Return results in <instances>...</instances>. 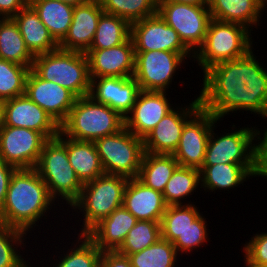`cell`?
I'll return each instance as SVG.
<instances>
[{"label":"cell","instance_id":"1","mask_svg":"<svg viewBox=\"0 0 267 267\" xmlns=\"http://www.w3.org/2000/svg\"><path fill=\"white\" fill-rule=\"evenodd\" d=\"M254 55L250 50L207 69L198 96L201 108L218 120L237 110L267 118V70Z\"/></svg>","mask_w":267,"mask_h":267},{"label":"cell","instance_id":"2","mask_svg":"<svg viewBox=\"0 0 267 267\" xmlns=\"http://www.w3.org/2000/svg\"><path fill=\"white\" fill-rule=\"evenodd\" d=\"M55 200L48 187L33 169H17L10 180L0 222L28 232L47 213ZM35 224V225H34Z\"/></svg>","mask_w":267,"mask_h":267},{"label":"cell","instance_id":"3","mask_svg":"<svg viewBox=\"0 0 267 267\" xmlns=\"http://www.w3.org/2000/svg\"><path fill=\"white\" fill-rule=\"evenodd\" d=\"M124 127L125 118L118 112L85 96L75 100L66 120L60 125V132L73 140L95 142Z\"/></svg>","mask_w":267,"mask_h":267},{"label":"cell","instance_id":"4","mask_svg":"<svg viewBox=\"0 0 267 267\" xmlns=\"http://www.w3.org/2000/svg\"><path fill=\"white\" fill-rule=\"evenodd\" d=\"M48 187L51 197H60L72 205L80 195L83 184L70 165L67 156V137L61 132L48 139L34 168Z\"/></svg>","mask_w":267,"mask_h":267},{"label":"cell","instance_id":"5","mask_svg":"<svg viewBox=\"0 0 267 267\" xmlns=\"http://www.w3.org/2000/svg\"><path fill=\"white\" fill-rule=\"evenodd\" d=\"M129 178L104 173L95 180L83 184L79 198L71 205L84 217L80 235H87L98 223L123 204V196Z\"/></svg>","mask_w":267,"mask_h":267},{"label":"cell","instance_id":"6","mask_svg":"<svg viewBox=\"0 0 267 267\" xmlns=\"http://www.w3.org/2000/svg\"><path fill=\"white\" fill-rule=\"evenodd\" d=\"M31 69L42 79L67 88L77 98L89 96L88 59L78 51H55L34 57Z\"/></svg>","mask_w":267,"mask_h":267},{"label":"cell","instance_id":"7","mask_svg":"<svg viewBox=\"0 0 267 267\" xmlns=\"http://www.w3.org/2000/svg\"><path fill=\"white\" fill-rule=\"evenodd\" d=\"M252 29L238 23L211 19L204 43L194 54L203 73L218 63L235 60L252 50Z\"/></svg>","mask_w":267,"mask_h":267},{"label":"cell","instance_id":"8","mask_svg":"<svg viewBox=\"0 0 267 267\" xmlns=\"http://www.w3.org/2000/svg\"><path fill=\"white\" fill-rule=\"evenodd\" d=\"M214 127L217 125L213 124L210 132L202 166H213L221 163L263 164V149L267 141V129L263 130L262 138L260 130L258 131L255 127H242L218 137L213 131L215 130ZM254 140H258V143L254 144Z\"/></svg>","mask_w":267,"mask_h":267},{"label":"cell","instance_id":"9","mask_svg":"<svg viewBox=\"0 0 267 267\" xmlns=\"http://www.w3.org/2000/svg\"><path fill=\"white\" fill-rule=\"evenodd\" d=\"M104 173L137 178L144 154L143 139L125 127L95 142Z\"/></svg>","mask_w":267,"mask_h":267},{"label":"cell","instance_id":"10","mask_svg":"<svg viewBox=\"0 0 267 267\" xmlns=\"http://www.w3.org/2000/svg\"><path fill=\"white\" fill-rule=\"evenodd\" d=\"M157 13L174 28L183 44L195 54L205 40L211 15L208 5L157 2Z\"/></svg>","mask_w":267,"mask_h":267},{"label":"cell","instance_id":"11","mask_svg":"<svg viewBox=\"0 0 267 267\" xmlns=\"http://www.w3.org/2000/svg\"><path fill=\"white\" fill-rule=\"evenodd\" d=\"M186 57L194 58V54L158 50L135 51L133 78L142 91L166 92L176 70L185 62Z\"/></svg>","mask_w":267,"mask_h":267},{"label":"cell","instance_id":"12","mask_svg":"<svg viewBox=\"0 0 267 267\" xmlns=\"http://www.w3.org/2000/svg\"><path fill=\"white\" fill-rule=\"evenodd\" d=\"M47 140L40 132L4 125L0 130V158L17 169H33Z\"/></svg>","mask_w":267,"mask_h":267},{"label":"cell","instance_id":"13","mask_svg":"<svg viewBox=\"0 0 267 267\" xmlns=\"http://www.w3.org/2000/svg\"><path fill=\"white\" fill-rule=\"evenodd\" d=\"M217 121L207 110L200 108L185 123L178 147L172 154L180 166L201 169L210 132Z\"/></svg>","mask_w":267,"mask_h":267},{"label":"cell","instance_id":"14","mask_svg":"<svg viewBox=\"0 0 267 267\" xmlns=\"http://www.w3.org/2000/svg\"><path fill=\"white\" fill-rule=\"evenodd\" d=\"M135 51H172L192 53L181 41L177 31L169 26L158 13L131 24Z\"/></svg>","mask_w":267,"mask_h":267},{"label":"cell","instance_id":"15","mask_svg":"<svg viewBox=\"0 0 267 267\" xmlns=\"http://www.w3.org/2000/svg\"><path fill=\"white\" fill-rule=\"evenodd\" d=\"M201 108L199 98L186 108L172 109L143 139L144 152L173 154L180 142L185 123Z\"/></svg>","mask_w":267,"mask_h":267},{"label":"cell","instance_id":"16","mask_svg":"<svg viewBox=\"0 0 267 267\" xmlns=\"http://www.w3.org/2000/svg\"><path fill=\"white\" fill-rule=\"evenodd\" d=\"M25 94L60 126L67 118L77 97L67 88L40 78L30 69Z\"/></svg>","mask_w":267,"mask_h":267},{"label":"cell","instance_id":"17","mask_svg":"<svg viewBox=\"0 0 267 267\" xmlns=\"http://www.w3.org/2000/svg\"><path fill=\"white\" fill-rule=\"evenodd\" d=\"M4 125L42 133L47 139L59 135L60 126L26 94L4 101Z\"/></svg>","mask_w":267,"mask_h":267},{"label":"cell","instance_id":"18","mask_svg":"<svg viewBox=\"0 0 267 267\" xmlns=\"http://www.w3.org/2000/svg\"><path fill=\"white\" fill-rule=\"evenodd\" d=\"M90 78L133 77L135 70V49L130 37L121 45L108 49H88Z\"/></svg>","mask_w":267,"mask_h":267},{"label":"cell","instance_id":"19","mask_svg":"<svg viewBox=\"0 0 267 267\" xmlns=\"http://www.w3.org/2000/svg\"><path fill=\"white\" fill-rule=\"evenodd\" d=\"M89 96L105 104L125 118L132 110L139 94V84L133 77L90 78Z\"/></svg>","mask_w":267,"mask_h":267},{"label":"cell","instance_id":"20","mask_svg":"<svg viewBox=\"0 0 267 267\" xmlns=\"http://www.w3.org/2000/svg\"><path fill=\"white\" fill-rule=\"evenodd\" d=\"M166 92L140 91L131 112L125 117V128L144 139L174 107Z\"/></svg>","mask_w":267,"mask_h":267},{"label":"cell","instance_id":"21","mask_svg":"<svg viewBox=\"0 0 267 267\" xmlns=\"http://www.w3.org/2000/svg\"><path fill=\"white\" fill-rule=\"evenodd\" d=\"M103 12L99 0H87L75 6L69 31L59 43V49L85 53L92 44Z\"/></svg>","mask_w":267,"mask_h":267},{"label":"cell","instance_id":"22","mask_svg":"<svg viewBox=\"0 0 267 267\" xmlns=\"http://www.w3.org/2000/svg\"><path fill=\"white\" fill-rule=\"evenodd\" d=\"M122 206L138 220L160 223L167 208L163 194L145 186L137 178H129L124 190Z\"/></svg>","mask_w":267,"mask_h":267},{"label":"cell","instance_id":"23","mask_svg":"<svg viewBox=\"0 0 267 267\" xmlns=\"http://www.w3.org/2000/svg\"><path fill=\"white\" fill-rule=\"evenodd\" d=\"M250 176L263 177V164H216L202 166L200 186L206 191L227 190L237 187Z\"/></svg>","mask_w":267,"mask_h":267},{"label":"cell","instance_id":"24","mask_svg":"<svg viewBox=\"0 0 267 267\" xmlns=\"http://www.w3.org/2000/svg\"><path fill=\"white\" fill-rule=\"evenodd\" d=\"M137 221L136 217L121 206L98 223L87 236L101 251H116Z\"/></svg>","mask_w":267,"mask_h":267},{"label":"cell","instance_id":"25","mask_svg":"<svg viewBox=\"0 0 267 267\" xmlns=\"http://www.w3.org/2000/svg\"><path fill=\"white\" fill-rule=\"evenodd\" d=\"M265 0H208L211 18L221 22L238 23L248 29L259 25ZM254 25V26H253Z\"/></svg>","mask_w":267,"mask_h":267},{"label":"cell","instance_id":"26","mask_svg":"<svg viewBox=\"0 0 267 267\" xmlns=\"http://www.w3.org/2000/svg\"><path fill=\"white\" fill-rule=\"evenodd\" d=\"M13 19L19 27L26 46L34 56L59 49V43L41 22L38 13L30 4L21 9Z\"/></svg>","mask_w":267,"mask_h":267},{"label":"cell","instance_id":"27","mask_svg":"<svg viewBox=\"0 0 267 267\" xmlns=\"http://www.w3.org/2000/svg\"><path fill=\"white\" fill-rule=\"evenodd\" d=\"M67 156L82 184L104 174L94 142L77 141L67 137Z\"/></svg>","mask_w":267,"mask_h":267},{"label":"cell","instance_id":"28","mask_svg":"<svg viewBox=\"0 0 267 267\" xmlns=\"http://www.w3.org/2000/svg\"><path fill=\"white\" fill-rule=\"evenodd\" d=\"M29 4L53 38L60 43L69 31L74 7L59 0H29Z\"/></svg>","mask_w":267,"mask_h":267},{"label":"cell","instance_id":"29","mask_svg":"<svg viewBox=\"0 0 267 267\" xmlns=\"http://www.w3.org/2000/svg\"><path fill=\"white\" fill-rule=\"evenodd\" d=\"M179 163L172 154L144 152L137 179L145 186L163 193Z\"/></svg>","mask_w":267,"mask_h":267},{"label":"cell","instance_id":"30","mask_svg":"<svg viewBox=\"0 0 267 267\" xmlns=\"http://www.w3.org/2000/svg\"><path fill=\"white\" fill-rule=\"evenodd\" d=\"M34 55L29 51L13 18L0 23V59L22 66H32Z\"/></svg>","mask_w":267,"mask_h":267},{"label":"cell","instance_id":"31","mask_svg":"<svg viewBox=\"0 0 267 267\" xmlns=\"http://www.w3.org/2000/svg\"><path fill=\"white\" fill-rule=\"evenodd\" d=\"M131 36V24L118 16L103 12L89 49H108L126 42Z\"/></svg>","mask_w":267,"mask_h":267},{"label":"cell","instance_id":"32","mask_svg":"<svg viewBox=\"0 0 267 267\" xmlns=\"http://www.w3.org/2000/svg\"><path fill=\"white\" fill-rule=\"evenodd\" d=\"M199 184H201L200 170L179 165L162 193L166 205H182L181 200L189 197Z\"/></svg>","mask_w":267,"mask_h":267},{"label":"cell","instance_id":"33","mask_svg":"<svg viewBox=\"0 0 267 267\" xmlns=\"http://www.w3.org/2000/svg\"><path fill=\"white\" fill-rule=\"evenodd\" d=\"M190 202L167 206L161 220V238L173 243L201 213Z\"/></svg>","mask_w":267,"mask_h":267},{"label":"cell","instance_id":"34","mask_svg":"<svg viewBox=\"0 0 267 267\" xmlns=\"http://www.w3.org/2000/svg\"><path fill=\"white\" fill-rule=\"evenodd\" d=\"M177 256L174 245L162 238L144 250L128 255L132 267H175Z\"/></svg>","mask_w":267,"mask_h":267},{"label":"cell","instance_id":"35","mask_svg":"<svg viewBox=\"0 0 267 267\" xmlns=\"http://www.w3.org/2000/svg\"><path fill=\"white\" fill-rule=\"evenodd\" d=\"M161 238V224L158 221L138 220L129 230L121 246L116 250L128 256L140 252Z\"/></svg>","mask_w":267,"mask_h":267},{"label":"cell","instance_id":"36","mask_svg":"<svg viewBox=\"0 0 267 267\" xmlns=\"http://www.w3.org/2000/svg\"><path fill=\"white\" fill-rule=\"evenodd\" d=\"M105 13L127 20L130 24L157 13L156 0H99Z\"/></svg>","mask_w":267,"mask_h":267},{"label":"cell","instance_id":"37","mask_svg":"<svg viewBox=\"0 0 267 267\" xmlns=\"http://www.w3.org/2000/svg\"><path fill=\"white\" fill-rule=\"evenodd\" d=\"M78 237V245L75 243L73 249H68L69 252L60 257L61 262L57 261L53 267H101L102 251L87 235Z\"/></svg>","mask_w":267,"mask_h":267},{"label":"cell","instance_id":"38","mask_svg":"<svg viewBox=\"0 0 267 267\" xmlns=\"http://www.w3.org/2000/svg\"><path fill=\"white\" fill-rule=\"evenodd\" d=\"M26 235V232L0 222V267H31L17 249L24 246Z\"/></svg>","mask_w":267,"mask_h":267},{"label":"cell","instance_id":"39","mask_svg":"<svg viewBox=\"0 0 267 267\" xmlns=\"http://www.w3.org/2000/svg\"><path fill=\"white\" fill-rule=\"evenodd\" d=\"M31 67L0 59V100L25 94L26 79Z\"/></svg>","mask_w":267,"mask_h":267},{"label":"cell","instance_id":"40","mask_svg":"<svg viewBox=\"0 0 267 267\" xmlns=\"http://www.w3.org/2000/svg\"><path fill=\"white\" fill-rule=\"evenodd\" d=\"M202 214L193 221L190 226L180 234L177 239L172 243L176 248L177 253L180 255L185 253L192 252V250L197 247L205 245L204 243L207 242L209 229H207V221L203 218ZM182 253V254H181Z\"/></svg>","mask_w":267,"mask_h":267},{"label":"cell","instance_id":"41","mask_svg":"<svg viewBox=\"0 0 267 267\" xmlns=\"http://www.w3.org/2000/svg\"><path fill=\"white\" fill-rule=\"evenodd\" d=\"M244 256L253 264L267 266V232L254 234L251 240L244 244Z\"/></svg>","mask_w":267,"mask_h":267},{"label":"cell","instance_id":"42","mask_svg":"<svg viewBox=\"0 0 267 267\" xmlns=\"http://www.w3.org/2000/svg\"><path fill=\"white\" fill-rule=\"evenodd\" d=\"M16 170L17 168L0 158V210L4 205L11 177Z\"/></svg>","mask_w":267,"mask_h":267},{"label":"cell","instance_id":"43","mask_svg":"<svg viewBox=\"0 0 267 267\" xmlns=\"http://www.w3.org/2000/svg\"><path fill=\"white\" fill-rule=\"evenodd\" d=\"M101 267H132L128 256L117 251H102Z\"/></svg>","mask_w":267,"mask_h":267},{"label":"cell","instance_id":"44","mask_svg":"<svg viewBox=\"0 0 267 267\" xmlns=\"http://www.w3.org/2000/svg\"><path fill=\"white\" fill-rule=\"evenodd\" d=\"M28 4L29 0H0V14L4 18H13Z\"/></svg>","mask_w":267,"mask_h":267},{"label":"cell","instance_id":"45","mask_svg":"<svg viewBox=\"0 0 267 267\" xmlns=\"http://www.w3.org/2000/svg\"><path fill=\"white\" fill-rule=\"evenodd\" d=\"M157 2H179L190 5H208V0H156Z\"/></svg>","mask_w":267,"mask_h":267},{"label":"cell","instance_id":"46","mask_svg":"<svg viewBox=\"0 0 267 267\" xmlns=\"http://www.w3.org/2000/svg\"><path fill=\"white\" fill-rule=\"evenodd\" d=\"M263 177L267 179V141L263 149Z\"/></svg>","mask_w":267,"mask_h":267},{"label":"cell","instance_id":"47","mask_svg":"<svg viewBox=\"0 0 267 267\" xmlns=\"http://www.w3.org/2000/svg\"><path fill=\"white\" fill-rule=\"evenodd\" d=\"M59 1H62V2L66 3L67 5H70L72 7H75L79 4L85 3L87 0H59Z\"/></svg>","mask_w":267,"mask_h":267},{"label":"cell","instance_id":"48","mask_svg":"<svg viewBox=\"0 0 267 267\" xmlns=\"http://www.w3.org/2000/svg\"><path fill=\"white\" fill-rule=\"evenodd\" d=\"M4 126V101L0 100V130Z\"/></svg>","mask_w":267,"mask_h":267},{"label":"cell","instance_id":"49","mask_svg":"<svg viewBox=\"0 0 267 267\" xmlns=\"http://www.w3.org/2000/svg\"><path fill=\"white\" fill-rule=\"evenodd\" d=\"M245 259V266L246 267H267V266H260V265H256V264H253V263H251L246 257L244 258Z\"/></svg>","mask_w":267,"mask_h":267},{"label":"cell","instance_id":"50","mask_svg":"<svg viewBox=\"0 0 267 267\" xmlns=\"http://www.w3.org/2000/svg\"><path fill=\"white\" fill-rule=\"evenodd\" d=\"M5 18L0 14V23L4 20Z\"/></svg>","mask_w":267,"mask_h":267}]
</instances>
